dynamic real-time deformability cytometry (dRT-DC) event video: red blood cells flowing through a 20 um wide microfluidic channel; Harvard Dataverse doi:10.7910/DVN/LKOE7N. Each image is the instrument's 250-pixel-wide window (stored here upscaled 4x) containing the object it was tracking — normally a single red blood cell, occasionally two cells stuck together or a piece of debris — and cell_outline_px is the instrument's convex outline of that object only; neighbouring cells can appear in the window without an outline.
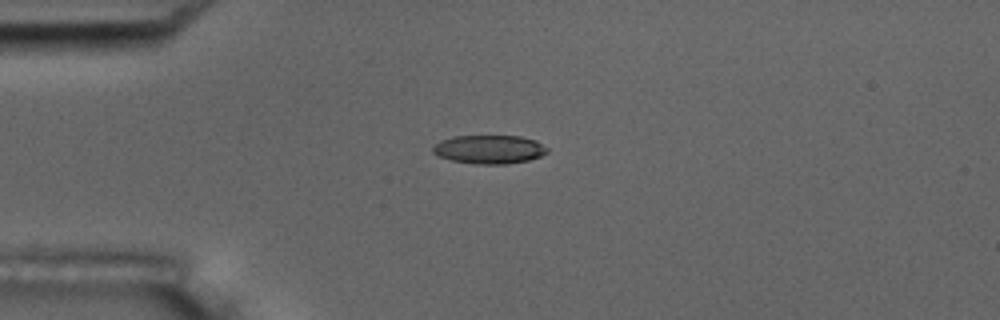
{"species": "common noctule bat (a hibernating species)", "species_latin": "Nyctalus noctula", "temperature_condition": "room temperature", "stored_images_in_passage": 14, "camera_frame_rate_fps": 3000, "um_per_image_px": 0.085, "animal": {"sex": "male", "body_mass_g": 17.5, "forearm_length_mm": 52.3}, "frame": {"image": 1, "passage_image": 3, "time_ms": 3.333, "image_size_px": [1000, 320], "cell_outline_px": [[548, 152], [540, 156], [528, 160], [504, 164], [476, 164], [452, 160], [440, 156], [432, 152], [432, 148], [440, 140], [452, 136], [520, 136], [536, 140], [548, 148]], "centroid_in_image_um": [41.59, 12.69], "position_along_channel_um": 43.4, "area_um2": 19.02}}
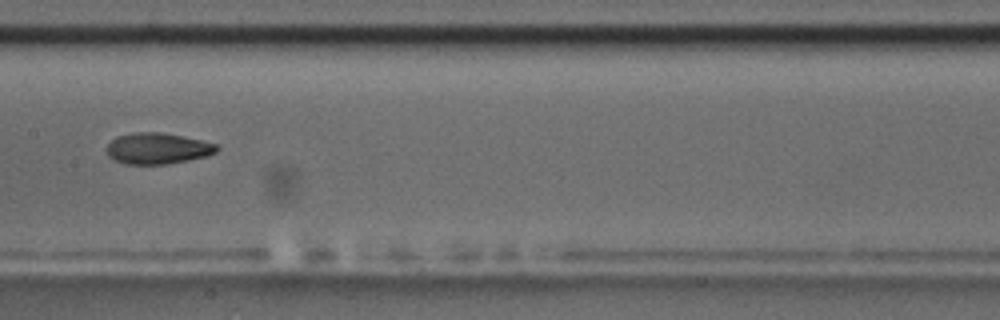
{"frame": {"image": 2, "passage_image": 7, "time_ms": 8.0, "image_size_px": [1000, 320], "cell_outline_px": [[220, 148], [216, 152], [208, 156], [168, 164], [124, 164], [108, 156], [108, 144], [116, 136], [136, 132], [160, 132], [200, 140], [216, 144]], "centroid_in_image_um": [13.4, 12.62], "position_along_channel_um": 194.0, "area_um2": 19.83}}
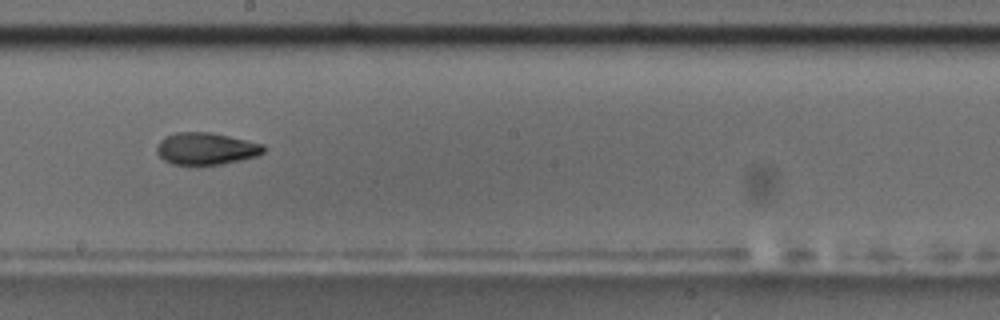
{"frame": {"image": 3, "passage_image": 8, "time_ms": 9.0, "image_size_px": [1000, 320], "cell_outline_px": [[264, 152], [256, 156], [224, 164], [196, 168], [172, 164], [164, 160], [156, 152], [156, 144], [164, 136], [176, 132], [208, 132], [228, 136], [264, 144]], "centroid_in_image_um": [17.45, 12.68], "position_along_channel_um": 230.7, "area_um2": 20.63}, "authors_computed_cell_mechanics": {"area_um2": 19.7676, "velocity_mm_per_s": 3.6847, "shape_relaxation_time_tau1_ms": 2.343, "shape_relaxation_time_tau2_ms": null, "deformation_change_tau1": 0.101, "deformation_change_tau2": null}}